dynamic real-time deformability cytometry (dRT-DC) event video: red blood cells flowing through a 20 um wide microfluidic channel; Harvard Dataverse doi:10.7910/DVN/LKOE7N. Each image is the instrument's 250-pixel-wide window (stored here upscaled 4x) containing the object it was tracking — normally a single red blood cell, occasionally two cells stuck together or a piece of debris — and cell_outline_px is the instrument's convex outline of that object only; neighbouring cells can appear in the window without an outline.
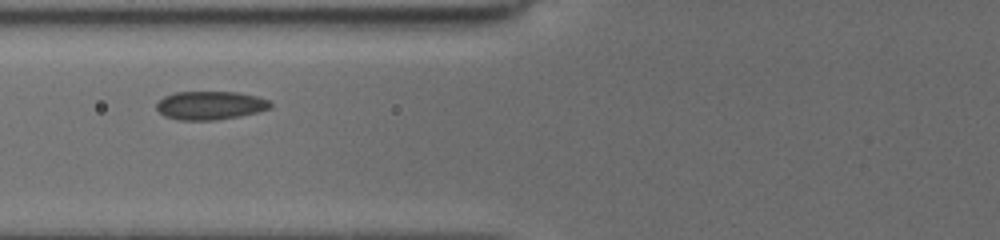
{"species": "common noctule bat (a hibernating species)", "species_latin": "Nyctalus noctula", "temperature_condition": "cold", "stored_images_in_passage": 11, "camera_frame_rate_fps": 3000, "um_per_image_px": 0.085, "animal": {"sex": "female", "body_mass_g": 19.5, "forearm_length_mm": 54.1}, "frame": {"image": 1, "passage_image": 4, "time_ms": 3.333, "image_size_px": [1000, 240], "cell_outline_px": [[272, 108], [240, 116], [216, 120], [180, 120], [164, 116], [156, 108], [156, 104], [164, 96], [176, 92], [236, 92], [256, 96], [268, 100], [272, 104]], "centroid_in_image_um": [17.87, 8.96], "position_along_channel_um": 107.9, "area_um2": 18.84}}
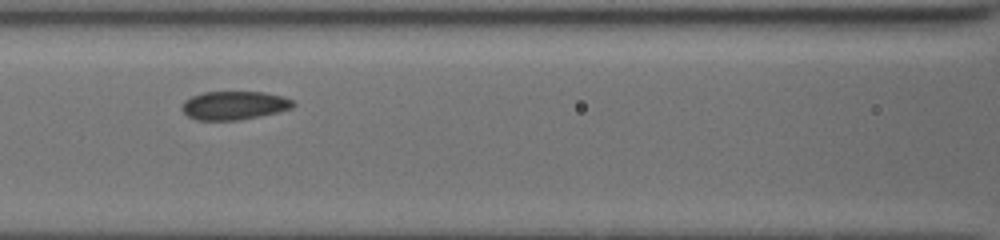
{"frame": {"image": 2, "passage_image": 5, "time_ms": 4.333, "image_size_px": [1000, 240], "cell_outline_px": [[296, 104], [292, 108], [280, 112], [240, 120], [196, 120], [188, 116], [180, 108], [184, 100], [192, 96], [204, 92], [264, 92], [284, 96], [292, 100]], "centroid_in_image_um": [19.92, 8.96], "position_along_channel_um": 146.7, "area_um2": 18.67}}